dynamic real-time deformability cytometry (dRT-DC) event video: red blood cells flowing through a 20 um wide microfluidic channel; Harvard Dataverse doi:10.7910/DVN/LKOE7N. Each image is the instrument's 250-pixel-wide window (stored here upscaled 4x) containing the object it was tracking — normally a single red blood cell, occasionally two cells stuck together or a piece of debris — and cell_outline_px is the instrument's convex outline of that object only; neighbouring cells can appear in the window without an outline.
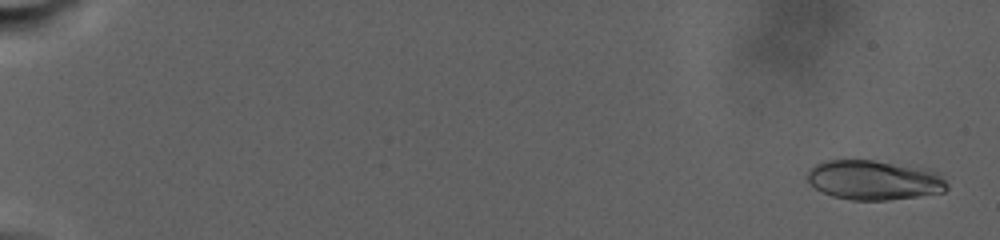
{"species": "human", "species_latin": "Homo sapiens", "temperature_condition": "warm", "stored_images_in_passage": 79, "camera_frame_rate_fps": 3000, "um_per_image_px": 0.085, "donor": {"sex": "male"}, "frame": {"image": 1, "passage_image": 3, "time_ms": 1.0, "image_size_px": [1000, 240], "cell_outline_px": [[948, 188], [944, 192], [888, 200], [852, 200], [832, 196], [816, 188], [808, 180], [808, 172], [816, 164], [824, 160], [872, 160], [936, 172], [948, 184]], "centroid_in_image_um": [74.26, 15.32], "position_along_channel_um": 10.7, "area_um2": 31.5}}
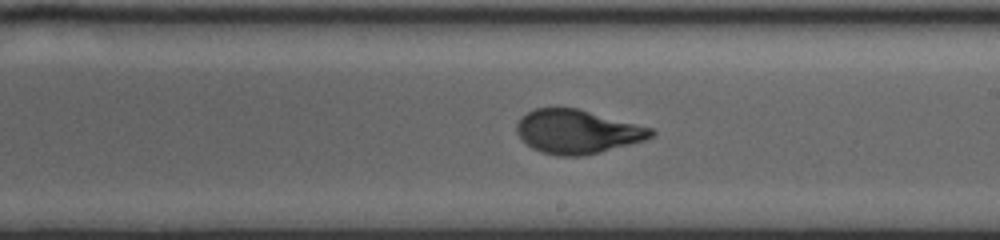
{"frame": {"image": 2, "passage_image": 44, "time_ms": 19.0, "image_size_px": [1000, 240], "cell_outline_px": [[656, 132], [652, 136], [644, 140], [600, 152], [584, 156], [556, 156], [532, 148], [516, 132], [516, 124], [520, 116], [536, 108], [576, 108], [652, 128]], "centroid_in_image_um": [49.05, 11.19], "position_along_channel_um": 240.0, "area_um2": 33.99}}
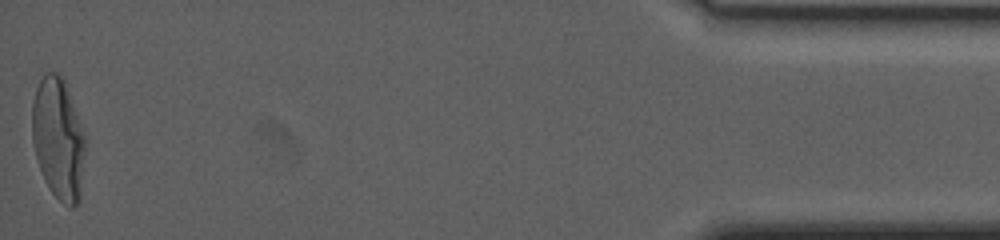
{"frame": {"image": 3, "passage_image": 79, "time_ms": 30.0, "image_size_px": [1000, 240], "cell_outline_px": [[84, 152], [80, 200], [72, 208], [68, 208], [52, 192], [40, 168], [36, 156], [32, 140], [32, 100], [36, 88], [44, 72], [56, 72], [64, 80], [84, 136]], "centroid_in_image_um": [4.93, 11.78], "position_along_channel_um": 430.3, "area_um2": 36.99}, "authors_computed_cell_mechanics": {"area_um2": 34.1598, "velocity_mm_per_s": 2.4297, "shape_relaxation_time_tau1_ms": 7.0856, "shape_relaxation_time_tau2_ms": null, "deformation_change_tau1": 0.2342, "deformation_change_tau2": null}}